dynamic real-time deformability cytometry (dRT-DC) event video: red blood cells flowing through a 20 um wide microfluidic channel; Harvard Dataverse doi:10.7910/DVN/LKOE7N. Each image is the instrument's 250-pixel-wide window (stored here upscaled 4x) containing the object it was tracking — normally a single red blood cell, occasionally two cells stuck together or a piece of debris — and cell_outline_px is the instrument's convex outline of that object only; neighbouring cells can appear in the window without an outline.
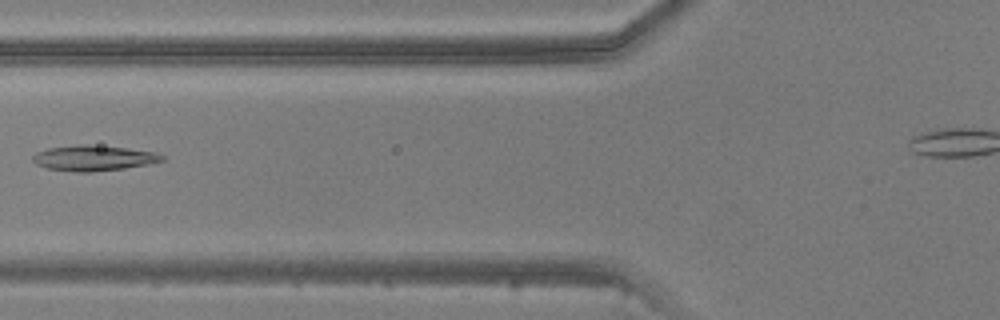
{"species": "common noctule bat (a hibernating species)", "species_latin": "Nyctalus noctula", "temperature_condition": "warm", "stored_images_in_passage": 3, "camera_frame_rate_fps": 3000, "um_per_image_px": 0.085, "animal": {"sex": "male", "body_mass_g": 20.5, "forearm_length_mm": 52.5}, "frame": {"image": 1, "passage_image": 3, "time_ms": 3.0, "image_size_px": [1000, 320], "cell_outline_px": [[164, 160], [148, 164], [124, 168], [92, 172], [76, 172], [48, 168], [36, 164], [32, 160], [32, 156], [36, 152], [48, 148], [76, 144], [88, 144], [124, 148], [156, 152], [164, 156]], "centroid_in_image_um": [7.93, 13.43], "position_along_channel_um": 117.9, "area_um2": 19.13}}